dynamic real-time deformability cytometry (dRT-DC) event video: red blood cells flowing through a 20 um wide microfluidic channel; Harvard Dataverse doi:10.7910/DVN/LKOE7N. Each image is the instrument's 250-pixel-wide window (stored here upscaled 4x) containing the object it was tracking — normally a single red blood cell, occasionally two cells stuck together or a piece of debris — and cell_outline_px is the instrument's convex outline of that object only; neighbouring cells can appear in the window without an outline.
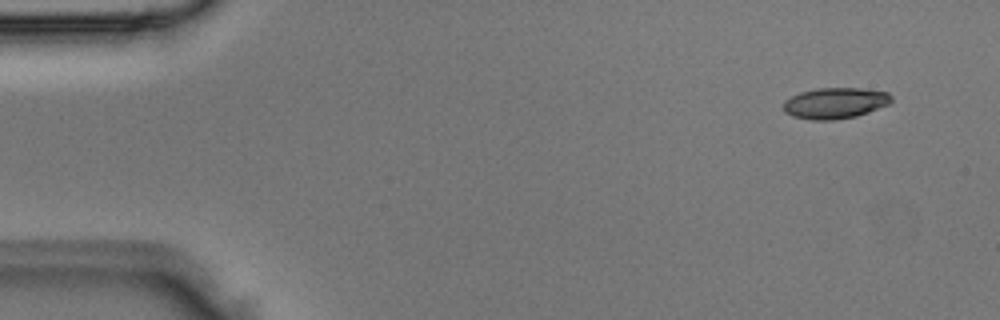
{"species": "Egyptian fruit bat (a non-hibernating species)", "species_latin": "Rousettus aegyptiacus", "temperature_condition": "room temperature", "stored_images_in_passage": 3, "camera_frame_rate_fps": 3000, "um_per_image_px": 0.085, "animal": {"sex": "male"}, "frame": {"image": 1, "passage_image": 1, "time_ms": 0.0, "image_size_px": [1000, 320], "cell_outline_px": [[892, 100], [888, 104], [868, 112], [856, 116], [832, 120], [812, 120], [792, 116], [784, 112], [784, 100], [800, 92], [816, 88], [860, 88], [888, 92], [892, 96]], "centroid_in_image_um": [70.97, 8.76], "position_along_channel_um": 14.0, "area_um2": 19.48}}